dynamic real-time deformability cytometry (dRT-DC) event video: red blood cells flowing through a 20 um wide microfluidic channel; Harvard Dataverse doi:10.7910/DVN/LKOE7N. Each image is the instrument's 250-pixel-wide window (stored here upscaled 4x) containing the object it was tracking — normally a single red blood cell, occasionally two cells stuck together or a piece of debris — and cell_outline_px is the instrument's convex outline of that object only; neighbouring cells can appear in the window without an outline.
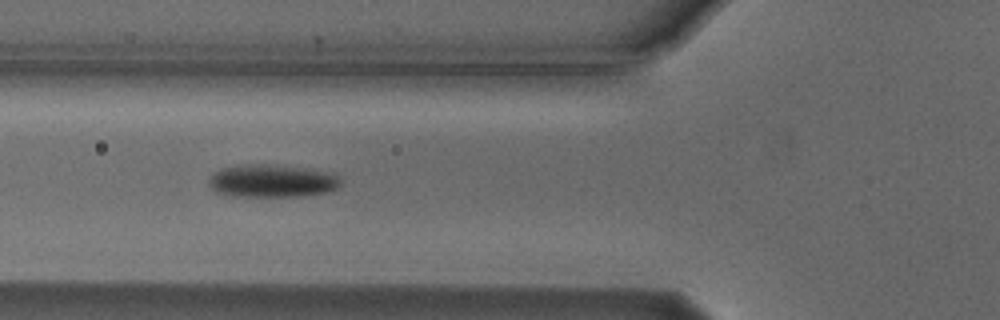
{"species": "Egyptian fruit bat (a non-hibernating species)", "species_latin": "Rousettus aegyptiacus", "temperature_condition": "cold", "stored_images_in_passage": 35, "camera_frame_rate_fps": 3000, "um_per_image_px": 0.085, "animal": {"sex": "male"}, "frame": {"image": 1, "passage_image": 4, "time_ms": 1.0, "image_size_px": [1000, 320], "cell_outline_px": [[340, 184], [336, 188], [328, 192], [304, 196], [228, 196], [216, 192], [208, 184], [208, 180], [216, 172], [224, 168], [248, 164], [264, 164], [304, 168], [336, 172], [340, 180]], "centroid_in_image_um": [23.16, 15.39], "position_along_channel_um": 102.6, "area_um2": 25.2}}
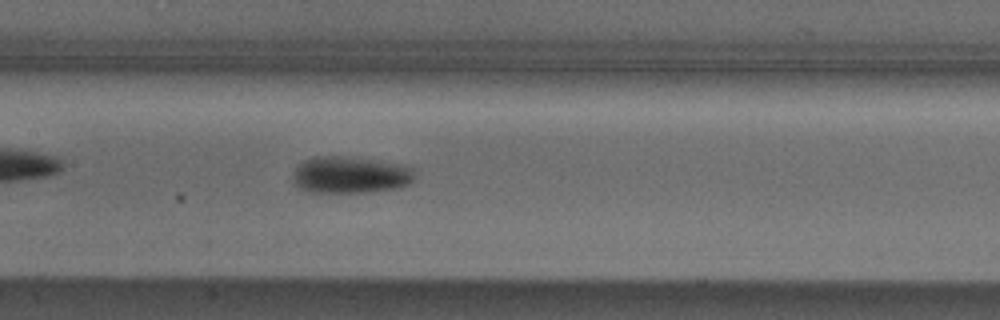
{"frame": {"image": 2, "passage_image": 10, "time_ms": 3.0, "image_size_px": [1000, 320], "cell_outline_px": [[416, 180], [408, 184], [396, 188], [368, 192], [308, 192], [300, 188], [292, 180], [292, 176], [296, 168], [304, 160], [316, 156], [344, 156], [412, 164], [416, 168]], "centroid_in_image_um": [29.88, 14.85], "position_along_channel_um": 177.5, "area_um2": 26.82}}
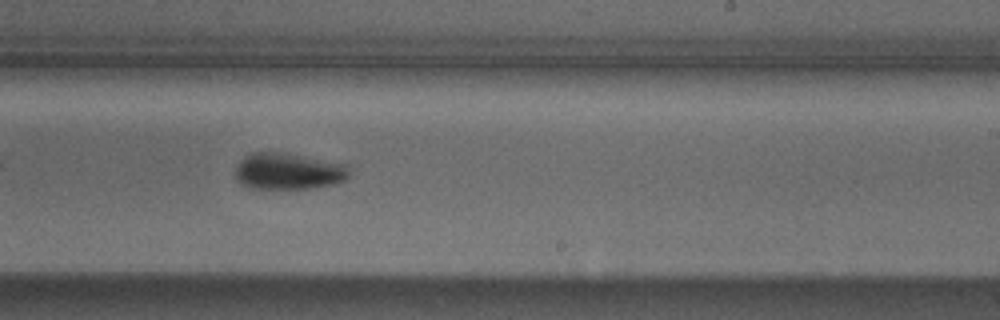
{"frame": {"image": 3, "passage_image": 17, "time_ms": 5.333, "image_size_px": [1000, 320], "cell_outline_px": [[348, 176], [344, 180], [336, 184], [312, 188], [248, 188], [236, 180], [236, 168], [240, 160], [244, 156], [252, 152], [280, 152], [348, 164]], "centroid_in_image_um": [24.5, 14.55], "position_along_channel_um": 264.5, "area_um2": 24.22}}